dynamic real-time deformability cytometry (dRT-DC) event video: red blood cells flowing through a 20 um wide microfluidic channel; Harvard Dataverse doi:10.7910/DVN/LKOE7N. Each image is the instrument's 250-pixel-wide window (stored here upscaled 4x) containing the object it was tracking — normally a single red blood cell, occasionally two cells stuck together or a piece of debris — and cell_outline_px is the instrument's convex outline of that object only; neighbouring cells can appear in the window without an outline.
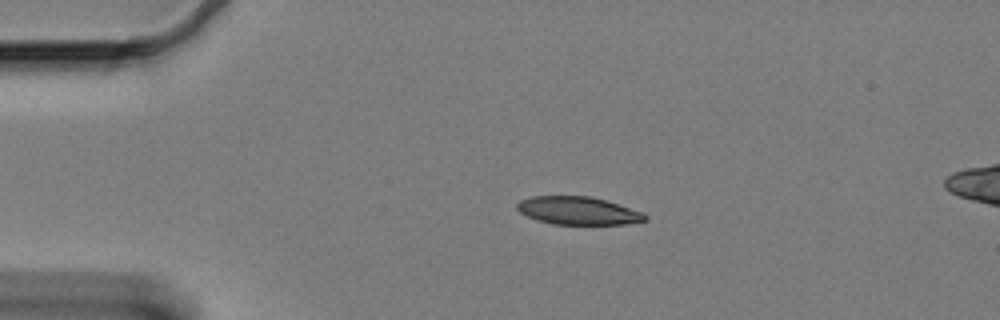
{"species": "Egyptian fruit bat (a non-hibernating species)", "species_latin": "Rousettus aegyptiacus", "temperature_condition": "cold", "stored_images_in_passage": 48, "camera_frame_rate_fps": 3000, "um_per_image_px": 0.085, "animal": {"sex": "female"}, "frame": {"image": 1, "passage_image": 1, "time_ms": 0.0, "image_size_px": [1000, 320], "cell_outline_px": [[648, 220], [624, 224], [552, 224], [536, 220], [520, 212], [516, 208], [516, 204], [520, 200], [532, 196], [592, 196], [644, 212], [648, 216]], "centroid_in_image_um": [49.15, 17.91], "position_along_channel_um": 35.9, "area_um2": 20.92}}
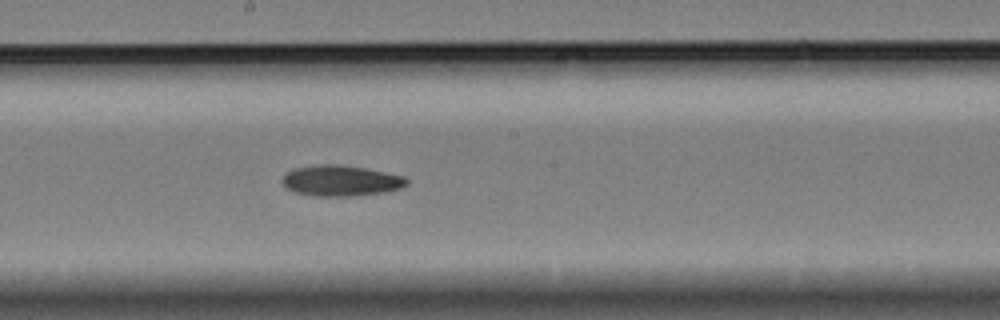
{"frame": {"image": 2, "passage_image": 21, "time_ms": 6.667, "image_size_px": [1000, 320], "cell_outline_px": [[408, 184], [400, 188], [384, 192], [352, 196], [312, 196], [292, 192], [280, 180], [288, 172], [296, 168], [320, 164], [336, 164], [364, 168], [404, 176], [408, 180]], "centroid_in_image_um": [28.96, 15.37], "position_along_channel_um": 219.2, "area_um2": 22.2}}
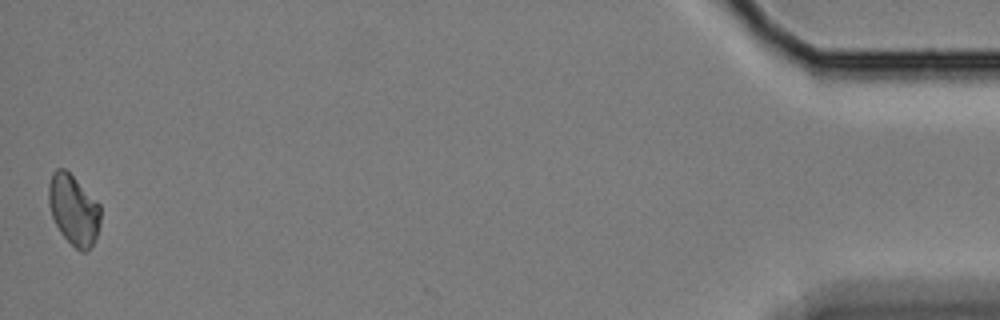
{"frame": {"image": 3, "passage_image": 48, "time_ms": 15.667, "image_size_px": [1000, 320], "cell_outline_px": [[100, 224], [96, 236], [88, 252], [80, 252], [60, 232], [52, 216], [48, 204], [48, 184], [52, 172], [56, 168], [64, 168], [100, 204]], "centroid_in_image_um": [6.24, 17.83], "position_along_channel_um": 429.0, "area_um2": 21.15}}